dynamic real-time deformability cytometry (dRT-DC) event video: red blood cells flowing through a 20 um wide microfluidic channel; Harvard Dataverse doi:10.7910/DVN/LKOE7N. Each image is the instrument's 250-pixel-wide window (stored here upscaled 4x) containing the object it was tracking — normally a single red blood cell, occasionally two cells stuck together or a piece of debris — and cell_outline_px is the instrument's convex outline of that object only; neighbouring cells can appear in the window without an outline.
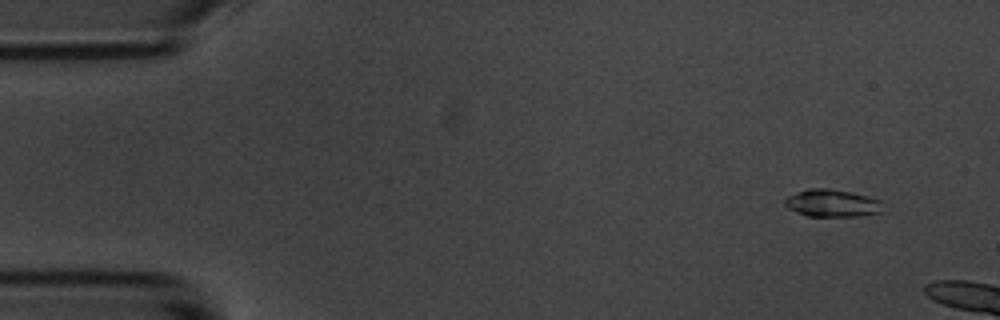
{"species": "common noctule bat (a hibernating species)", "species_latin": "Nyctalus noctula", "temperature_condition": "room temperature", "stored_images_in_passage": 13, "camera_frame_rate_fps": 3000, "um_per_image_px": 0.085, "animal": {"sex": "male", "body_mass_g": 20.1, "forearm_length_mm": 53.5}, "frame": {"image": 1, "passage_image": 4, "time_ms": 1.0, "image_size_px": [1000, 320], "cell_outline_px": [[884, 212], [860, 216], [808, 216], [796, 212], [788, 208], [784, 204], [784, 200], [788, 196], [808, 188], [832, 188], [852, 192], [868, 196], [880, 200]], "centroid_in_image_um": [70.75, 17.26], "position_along_channel_um": 14.2, "area_um2": 15.84}}